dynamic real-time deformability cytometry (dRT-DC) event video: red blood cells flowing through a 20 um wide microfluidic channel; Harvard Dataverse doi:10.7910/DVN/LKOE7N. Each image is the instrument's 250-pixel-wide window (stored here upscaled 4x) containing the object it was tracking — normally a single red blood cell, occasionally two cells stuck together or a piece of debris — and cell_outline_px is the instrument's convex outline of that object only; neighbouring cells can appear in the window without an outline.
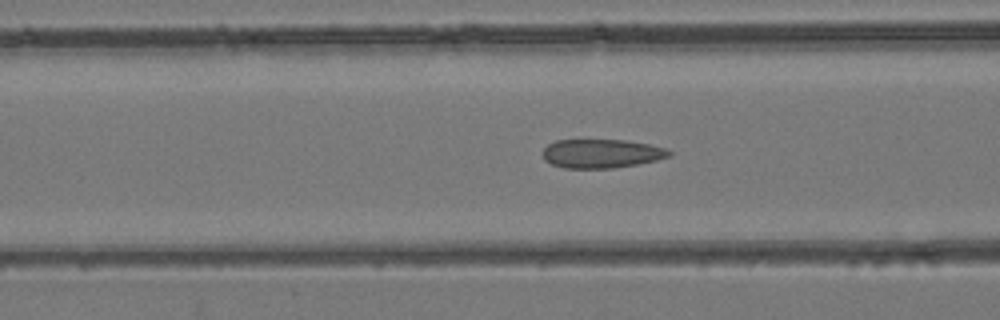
{"species": "common noctule bat (a hibernating species)", "species_latin": "Nyctalus noctula", "temperature_condition": "room temperature", "stored_images_in_passage": 36, "camera_frame_rate_fps": 3000, "um_per_image_px": 0.085, "animal": {"sex": "female", "body_mass_g": 24.6, "forearm_length_mm": 56.2}, "frame": {"image": 1, "passage_image": 13, "time_ms": 4.0, "image_size_px": [1000, 320], "cell_outline_px": [[672, 156], [656, 160], [636, 164], [612, 168], [564, 168], [552, 164], [544, 160], [544, 148], [548, 144], [556, 140], [624, 140], [648, 144], [668, 148], [672, 152]], "centroid_in_image_um": [51.15, 13.05], "position_along_channel_um": 115.4, "area_um2": 21.21}}
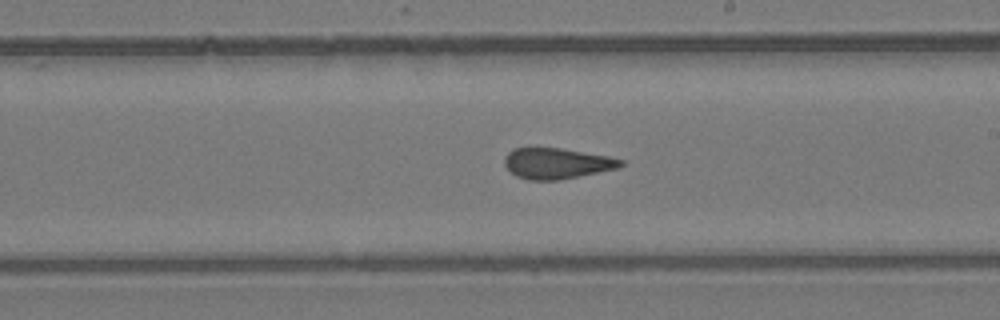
{"frame": {"image": 2, "passage_image": 22, "time_ms": 7.0, "image_size_px": [1000, 320], "cell_outline_px": [[624, 164], [616, 168], [560, 180], [528, 180], [516, 176], [504, 164], [504, 156], [512, 148], [560, 148], [608, 156], [624, 160]], "centroid_in_image_um": [47.29, 13.88], "position_along_channel_um": 241.7, "area_um2": 20.69}}
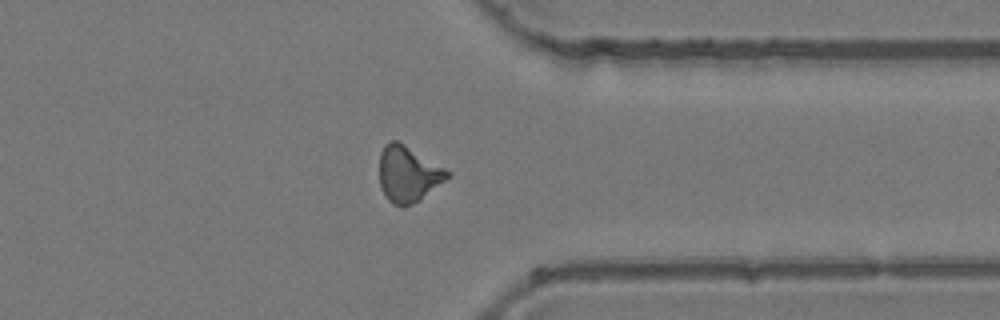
{"frame": {"image": 3, "passage_image": 32, "time_ms": 10.333, "image_size_px": [1000, 320], "cell_outline_px": [[452, 176], [420, 200], [404, 208], [392, 204], [388, 200], [380, 184], [380, 152], [384, 144], [392, 140], [396, 140], [404, 144], [452, 172]], "centroid_in_image_um": [34.72, 14.81], "position_along_channel_um": 376.7, "area_um2": 22.31}}